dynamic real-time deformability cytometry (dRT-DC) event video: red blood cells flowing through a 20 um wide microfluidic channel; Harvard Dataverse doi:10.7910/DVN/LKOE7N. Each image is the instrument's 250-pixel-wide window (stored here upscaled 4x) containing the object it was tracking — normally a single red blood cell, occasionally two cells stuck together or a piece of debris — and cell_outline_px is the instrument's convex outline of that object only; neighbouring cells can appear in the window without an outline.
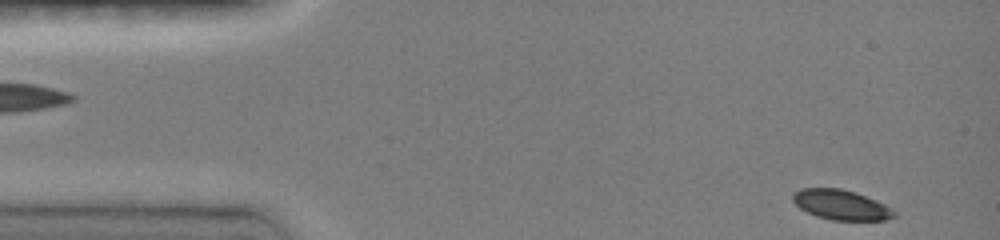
{"species": "common noctule bat (a hibernating species)", "species_latin": "Nyctalus noctula", "temperature_condition": "room temperature", "stored_images_in_passage": 39, "camera_frame_rate_fps": 3000, "um_per_image_px": 0.085, "animal": {"sex": "female", "body_mass_g": 19.0, "forearm_length_mm": 51.5}, "frame": {"image": 1, "passage_image": 1, "time_ms": 0.0, "image_size_px": [1000, 240], "cell_outline_px": [[896, 216], [884, 220], [832, 220], [816, 216], [800, 208], [792, 200], [792, 192], [800, 188], [840, 188], [856, 192], [884, 204], [892, 208], [896, 212]], "centroid_in_image_um": [71.47, 17.4], "position_along_channel_um": 13.5, "area_um2": 17.74}}
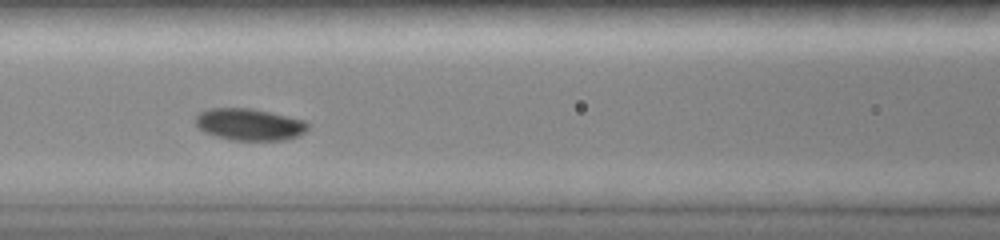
{"frame": {"image": 2, "passage_image": 19, "time_ms": 5.667, "image_size_px": [1000, 240], "cell_outline_px": [[308, 128], [304, 132], [296, 136], [284, 140], [232, 140], [216, 136], [204, 132], [196, 124], [196, 116], [200, 112], [208, 108], [252, 108], [304, 120], [308, 124]], "centroid_in_image_um": [21.18, 10.57], "position_along_channel_um": 145.4, "area_um2": 20.69}}
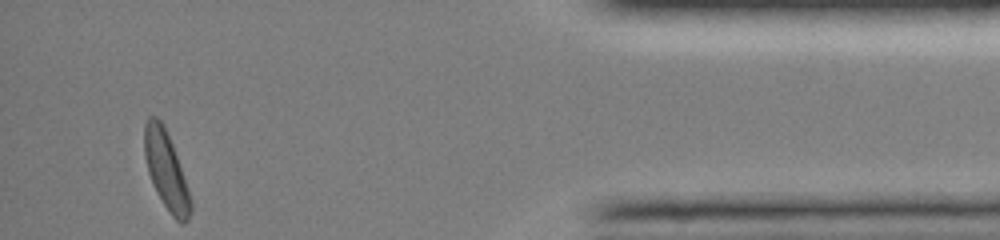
{"frame": {"image": 3, "passage_image": 38, "time_ms": 13.667, "image_size_px": [1000, 240], "cell_outline_px": [[192, 208], [188, 220], [184, 224], [180, 224], [172, 216], [164, 204], [148, 172], [144, 156], [144, 124], [148, 116], [156, 116], [164, 124], [172, 144], [192, 200]], "centroid_in_image_um": [14.12, 14.46], "position_along_channel_um": 421.1, "area_um2": 20.69}, "authors_computed_cell_mechanics": {"area_um2": 20.23, "velocity_mm_per_s": 4.0175, "shape_relaxation_time_tau1_ms": 1.7451, "shape_relaxation_time_tau2_ms": null, "deformation_change_tau1": 0.0916, "deformation_change_tau2": null}}